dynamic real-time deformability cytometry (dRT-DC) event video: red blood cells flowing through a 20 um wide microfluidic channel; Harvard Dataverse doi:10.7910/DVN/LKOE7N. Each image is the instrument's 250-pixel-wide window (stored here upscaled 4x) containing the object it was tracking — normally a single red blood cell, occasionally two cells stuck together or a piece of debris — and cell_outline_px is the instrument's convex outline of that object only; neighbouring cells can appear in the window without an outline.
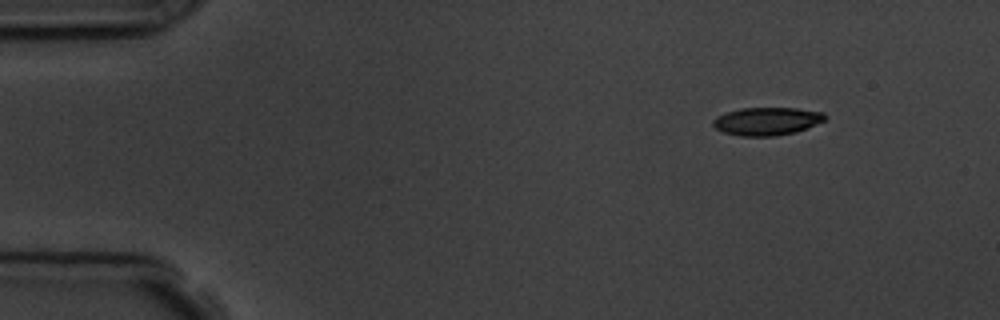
{"species": "common noctule bat (a hibernating species)", "species_latin": "Nyctalus noctula", "temperature_condition": "room temperature", "stored_images_in_passage": 3, "camera_frame_rate_fps": 3000, "um_per_image_px": 0.085, "animal": {"sex": "male", "body_mass_g": 19.5, "forearm_length_mm": 54.6}, "frame": {"image": 1, "passage_image": 1, "time_ms": 0.0, "image_size_px": [1000, 320], "cell_outline_px": [[828, 116], [824, 120], [796, 132], [776, 136], [740, 136], [724, 132], [716, 128], [712, 124], [712, 120], [716, 116], [740, 108], [796, 108], [824, 112]], "centroid_in_image_um": [65.18, 10.3], "position_along_channel_um": 19.8, "area_um2": 18.21}}